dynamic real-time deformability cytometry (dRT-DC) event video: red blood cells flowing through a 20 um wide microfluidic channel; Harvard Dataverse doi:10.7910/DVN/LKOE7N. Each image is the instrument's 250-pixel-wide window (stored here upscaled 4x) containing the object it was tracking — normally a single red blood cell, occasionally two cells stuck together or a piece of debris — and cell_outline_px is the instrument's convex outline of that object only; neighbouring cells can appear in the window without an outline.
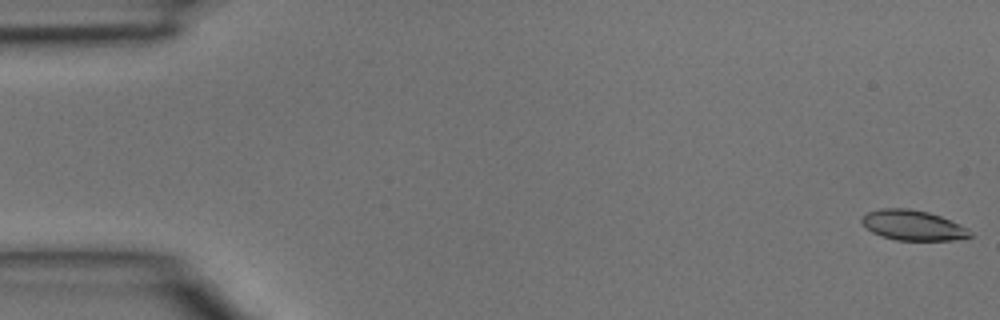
{"species": "common noctule bat (a hibernating species)", "species_latin": "Nyctalus noctula", "temperature_condition": "room temperature", "stored_images_in_passage": 5, "camera_frame_rate_fps": 3000, "um_per_image_px": 0.085, "animal": {"sex": "male", "body_mass_g": 15.6}, "frame": {"image": 1, "passage_image": 1, "time_ms": 0.0, "image_size_px": [1000, 320], "cell_outline_px": [[972, 236], [952, 240], [896, 240], [880, 236], [872, 232], [860, 220], [868, 212], [880, 208], [908, 208], [928, 212], [940, 216], [968, 228], [972, 232]], "centroid_in_image_um": [77.6, 19.15], "position_along_channel_um": 7.4, "area_um2": 18.9}}
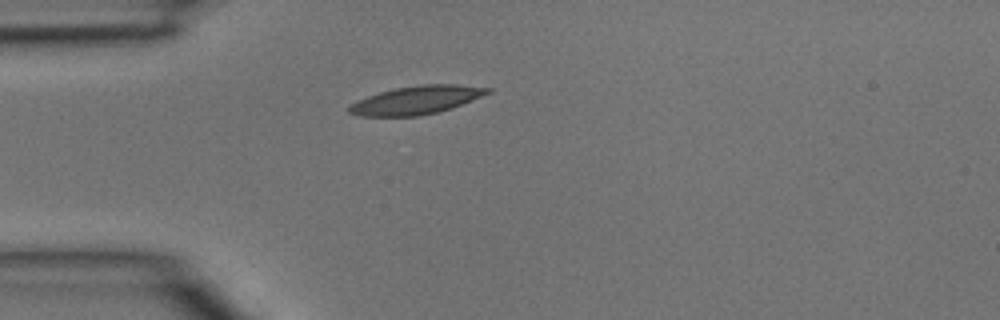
{"frame": {"image": 2, "passage_image": 5, "time_ms": 1.333, "image_size_px": [1000, 320], "cell_outline_px": [[492, 92], [452, 108], [420, 116], [360, 116], [348, 112], [348, 108], [352, 104], [368, 96], [380, 92], [396, 88], [424, 84], [456, 84], [492, 88]], "centroid_in_image_um": [35.44, 8.5], "position_along_channel_um": 49.6, "area_um2": 22.6}}